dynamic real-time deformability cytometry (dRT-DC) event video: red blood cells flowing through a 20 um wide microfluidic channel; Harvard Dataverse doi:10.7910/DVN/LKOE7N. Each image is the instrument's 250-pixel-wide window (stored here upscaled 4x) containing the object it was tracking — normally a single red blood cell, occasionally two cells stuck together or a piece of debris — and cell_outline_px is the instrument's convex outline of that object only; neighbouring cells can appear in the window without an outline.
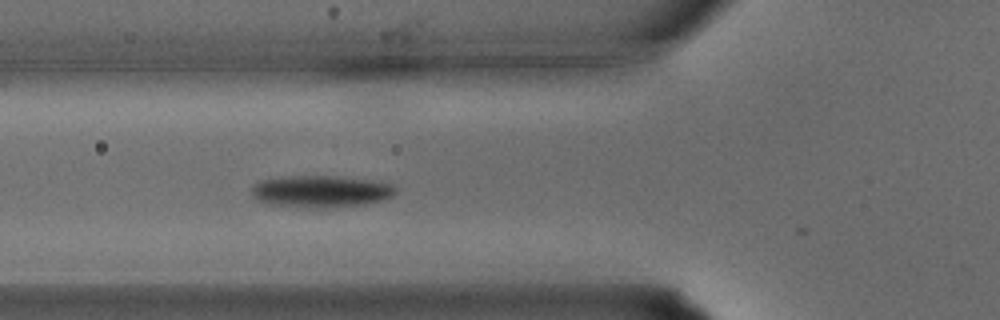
{"species": "common noctule bat (a hibernating species)", "species_latin": "Nyctalus noctula", "temperature_condition": "warm", "stored_images_in_passage": 22, "camera_frame_rate_fps": 3000, "um_per_image_px": 0.085, "animal": {"sex": "male", "body_mass_g": 15.6}, "frame": {"image": 1, "passage_image": 4, "time_ms": 1.0, "image_size_px": [1000, 320], "cell_outline_px": [[400, 188], [392, 196], [384, 200], [360, 204], [316, 208], [264, 204], [256, 200], [252, 196], [252, 184], [260, 180], [288, 176], [332, 176], [388, 180]], "centroid_in_image_um": [27.34, 16.24], "position_along_channel_um": 98.5, "area_um2": 27.4}}
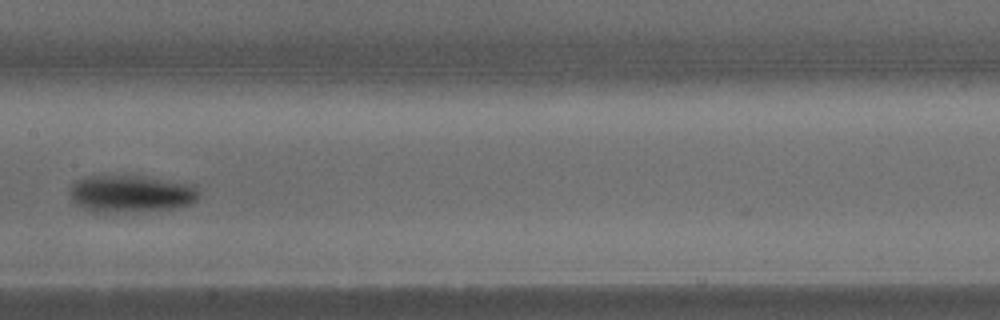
{"frame": {"image": 2, "passage_image": 9, "time_ms": 2.667, "image_size_px": [1000, 320], "cell_outline_px": [[200, 196], [192, 204], [172, 208], [116, 212], [96, 212], [76, 204], [72, 200], [68, 192], [68, 188], [76, 180], [84, 176], [136, 176], [196, 184], [200, 192]], "centroid_in_image_um": [11.13, 16.45], "position_along_channel_um": 196.3, "area_um2": 27.98}}
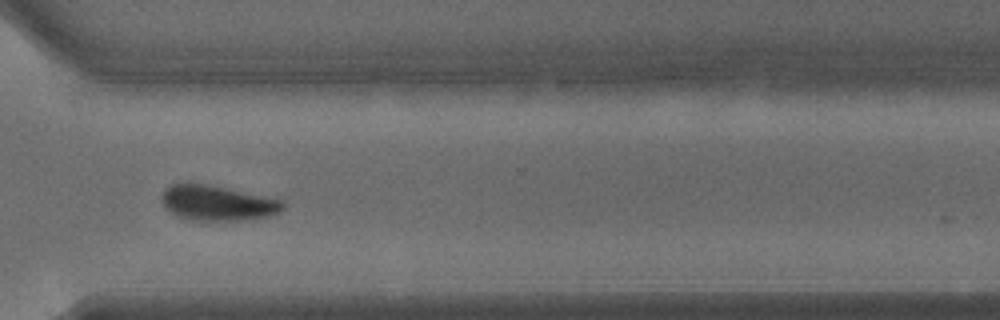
{"frame": {"image": 3, "passage_image": 17, "time_ms": 5.333, "image_size_px": [1000, 320], "cell_outline_px": [[284, 208], [280, 212], [268, 216], [244, 220], [188, 220], [172, 212], [164, 204], [164, 188], [172, 184], [204, 184], [284, 200]], "centroid_in_image_um": [18.54, 17.27], "position_along_channel_um": 352.1, "area_um2": 24.16}}